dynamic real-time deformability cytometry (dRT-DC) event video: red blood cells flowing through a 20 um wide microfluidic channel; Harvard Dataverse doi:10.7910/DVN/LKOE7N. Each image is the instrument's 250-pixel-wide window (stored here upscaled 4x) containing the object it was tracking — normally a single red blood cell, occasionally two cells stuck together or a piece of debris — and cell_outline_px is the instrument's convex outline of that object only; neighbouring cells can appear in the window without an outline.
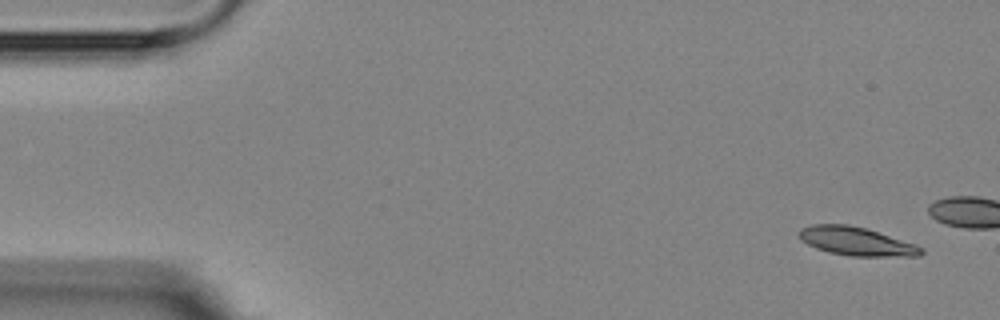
{"species": "Egyptian fruit bat (a non-hibernating species)", "species_latin": "Rousettus aegyptiacus", "temperature_condition": "room temperature", "stored_images_in_passage": 3, "camera_frame_rate_fps": 3000, "um_per_image_px": 0.085, "animal": {"sex": "female"}, "frame": {"image": 1, "passage_image": 1, "time_ms": 0.0, "image_size_px": [1000, 320], "cell_outline_px": [[924, 252], [920, 256], [852, 256], [828, 252], [816, 248], [800, 240], [796, 236], [800, 228], [812, 224], [848, 224], [864, 228], [916, 244], [924, 248]], "centroid_in_image_um": [72.75, 20.51], "position_along_channel_um": 12.2, "area_um2": 20.35}}